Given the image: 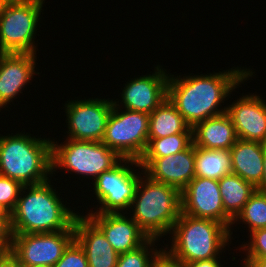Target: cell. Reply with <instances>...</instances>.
I'll list each match as a JSON object with an SVG mask.
<instances>
[{
	"instance_id": "4",
	"label": "cell",
	"mask_w": 266,
	"mask_h": 267,
	"mask_svg": "<svg viewBox=\"0 0 266 267\" xmlns=\"http://www.w3.org/2000/svg\"><path fill=\"white\" fill-rule=\"evenodd\" d=\"M23 133L0 136V175L23 186L46 182L52 174V140Z\"/></svg>"
},
{
	"instance_id": "27",
	"label": "cell",
	"mask_w": 266,
	"mask_h": 267,
	"mask_svg": "<svg viewBox=\"0 0 266 267\" xmlns=\"http://www.w3.org/2000/svg\"><path fill=\"white\" fill-rule=\"evenodd\" d=\"M22 187L19 181L0 175V204L10 213L16 207Z\"/></svg>"
},
{
	"instance_id": "30",
	"label": "cell",
	"mask_w": 266,
	"mask_h": 267,
	"mask_svg": "<svg viewBox=\"0 0 266 267\" xmlns=\"http://www.w3.org/2000/svg\"><path fill=\"white\" fill-rule=\"evenodd\" d=\"M12 240L11 218H0V248L4 252L11 251Z\"/></svg>"
},
{
	"instance_id": "38",
	"label": "cell",
	"mask_w": 266,
	"mask_h": 267,
	"mask_svg": "<svg viewBox=\"0 0 266 267\" xmlns=\"http://www.w3.org/2000/svg\"><path fill=\"white\" fill-rule=\"evenodd\" d=\"M4 253V251L0 248V256Z\"/></svg>"
},
{
	"instance_id": "31",
	"label": "cell",
	"mask_w": 266,
	"mask_h": 267,
	"mask_svg": "<svg viewBox=\"0 0 266 267\" xmlns=\"http://www.w3.org/2000/svg\"><path fill=\"white\" fill-rule=\"evenodd\" d=\"M0 267H22L17 257L11 252H4L0 256Z\"/></svg>"
},
{
	"instance_id": "5",
	"label": "cell",
	"mask_w": 266,
	"mask_h": 267,
	"mask_svg": "<svg viewBox=\"0 0 266 267\" xmlns=\"http://www.w3.org/2000/svg\"><path fill=\"white\" fill-rule=\"evenodd\" d=\"M143 175L130 205L131 218L148 238L160 240V237L170 234L181 214V192Z\"/></svg>"
},
{
	"instance_id": "14",
	"label": "cell",
	"mask_w": 266,
	"mask_h": 267,
	"mask_svg": "<svg viewBox=\"0 0 266 267\" xmlns=\"http://www.w3.org/2000/svg\"><path fill=\"white\" fill-rule=\"evenodd\" d=\"M155 67L154 73L140 76L125 84L120 104L124 109L151 114L166 98L169 73Z\"/></svg>"
},
{
	"instance_id": "9",
	"label": "cell",
	"mask_w": 266,
	"mask_h": 267,
	"mask_svg": "<svg viewBox=\"0 0 266 267\" xmlns=\"http://www.w3.org/2000/svg\"><path fill=\"white\" fill-rule=\"evenodd\" d=\"M130 164L141 167L138 160L122 159L94 180L93 192L101 205L99 210L91 213H124V210L130 209L141 174H144L143 169L140 174L135 172L137 169L133 170Z\"/></svg>"
},
{
	"instance_id": "37",
	"label": "cell",
	"mask_w": 266,
	"mask_h": 267,
	"mask_svg": "<svg viewBox=\"0 0 266 267\" xmlns=\"http://www.w3.org/2000/svg\"><path fill=\"white\" fill-rule=\"evenodd\" d=\"M160 267H170L167 264L163 263Z\"/></svg>"
},
{
	"instance_id": "26",
	"label": "cell",
	"mask_w": 266,
	"mask_h": 267,
	"mask_svg": "<svg viewBox=\"0 0 266 267\" xmlns=\"http://www.w3.org/2000/svg\"><path fill=\"white\" fill-rule=\"evenodd\" d=\"M238 221L248 224L249 232L266 228V193L256 190L232 224Z\"/></svg>"
},
{
	"instance_id": "20",
	"label": "cell",
	"mask_w": 266,
	"mask_h": 267,
	"mask_svg": "<svg viewBox=\"0 0 266 267\" xmlns=\"http://www.w3.org/2000/svg\"><path fill=\"white\" fill-rule=\"evenodd\" d=\"M232 173L255 188L263 175V143L238 139L230 148Z\"/></svg>"
},
{
	"instance_id": "21",
	"label": "cell",
	"mask_w": 266,
	"mask_h": 267,
	"mask_svg": "<svg viewBox=\"0 0 266 267\" xmlns=\"http://www.w3.org/2000/svg\"><path fill=\"white\" fill-rule=\"evenodd\" d=\"M177 133H192V127L166 98L149 114L148 138H161Z\"/></svg>"
},
{
	"instance_id": "19",
	"label": "cell",
	"mask_w": 266,
	"mask_h": 267,
	"mask_svg": "<svg viewBox=\"0 0 266 267\" xmlns=\"http://www.w3.org/2000/svg\"><path fill=\"white\" fill-rule=\"evenodd\" d=\"M193 145L205 149H230L238 140L227 112L205 119L192 127Z\"/></svg>"
},
{
	"instance_id": "25",
	"label": "cell",
	"mask_w": 266,
	"mask_h": 267,
	"mask_svg": "<svg viewBox=\"0 0 266 267\" xmlns=\"http://www.w3.org/2000/svg\"><path fill=\"white\" fill-rule=\"evenodd\" d=\"M193 143L192 133H177L161 138H148L142 157H166L187 149Z\"/></svg>"
},
{
	"instance_id": "29",
	"label": "cell",
	"mask_w": 266,
	"mask_h": 267,
	"mask_svg": "<svg viewBox=\"0 0 266 267\" xmlns=\"http://www.w3.org/2000/svg\"><path fill=\"white\" fill-rule=\"evenodd\" d=\"M248 244L244 243L241 250L247 251L244 259L266 258V228L250 232Z\"/></svg>"
},
{
	"instance_id": "10",
	"label": "cell",
	"mask_w": 266,
	"mask_h": 267,
	"mask_svg": "<svg viewBox=\"0 0 266 267\" xmlns=\"http://www.w3.org/2000/svg\"><path fill=\"white\" fill-rule=\"evenodd\" d=\"M75 239V230L13 234L11 252L22 267L54 266Z\"/></svg>"
},
{
	"instance_id": "13",
	"label": "cell",
	"mask_w": 266,
	"mask_h": 267,
	"mask_svg": "<svg viewBox=\"0 0 266 267\" xmlns=\"http://www.w3.org/2000/svg\"><path fill=\"white\" fill-rule=\"evenodd\" d=\"M139 165L150 179L181 192L195 177V146L166 157H141Z\"/></svg>"
},
{
	"instance_id": "23",
	"label": "cell",
	"mask_w": 266,
	"mask_h": 267,
	"mask_svg": "<svg viewBox=\"0 0 266 267\" xmlns=\"http://www.w3.org/2000/svg\"><path fill=\"white\" fill-rule=\"evenodd\" d=\"M195 177L220 180L232 173L230 149L195 146Z\"/></svg>"
},
{
	"instance_id": "34",
	"label": "cell",
	"mask_w": 266,
	"mask_h": 267,
	"mask_svg": "<svg viewBox=\"0 0 266 267\" xmlns=\"http://www.w3.org/2000/svg\"><path fill=\"white\" fill-rule=\"evenodd\" d=\"M243 267H266V258L262 259H243Z\"/></svg>"
},
{
	"instance_id": "3",
	"label": "cell",
	"mask_w": 266,
	"mask_h": 267,
	"mask_svg": "<svg viewBox=\"0 0 266 267\" xmlns=\"http://www.w3.org/2000/svg\"><path fill=\"white\" fill-rule=\"evenodd\" d=\"M171 234L173 235L171 248L166 247L163 251L164 263L170 267H181L200 260L218 259L219 254L224 248L226 249L225 246L231 240L230 230L224 224L183 213L175 222Z\"/></svg>"
},
{
	"instance_id": "35",
	"label": "cell",
	"mask_w": 266,
	"mask_h": 267,
	"mask_svg": "<svg viewBox=\"0 0 266 267\" xmlns=\"http://www.w3.org/2000/svg\"><path fill=\"white\" fill-rule=\"evenodd\" d=\"M0 218H11V213L0 204Z\"/></svg>"
},
{
	"instance_id": "33",
	"label": "cell",
	"mask_w": 266,
	"mask_h": 267,
	"mask_svg": "<svg viewBox=\"0 0 266 267\" xmlns=\"http://www.w3.org/2000/svg\"><path fill=\"white\" fill-rule=\"evenodd\" d=\"M256 190L266 193V142L263 143V175L260 184L256 187Z\"/></svg>"
},
{
	"instance_id": "15",
	"label": "cell",
	"mask_w": 266,
	"mask_h": 267,
	"mask_svg": "<svg viewBox=\"0 0 266 267\" xmlns=\"http://www.w3.org/2000/svg\"><path fill=\"white\" fill-rule=\"evenodd\" d=\"M125 214L130 213H90L89 210L85 215L118 254L135 250L149 239L138 224Z\"/></svg>"
},
{
	"instance_id": "36",
	"label": "cell",
	"mask_w": 266,
	"mask_h": 267,
	"mask_svg": "<svg viewBox=\"0 0 266 267\" xmlns=\"http://www.w3.org/2000/svg\"><path fill=\"white\" fill-rule=\"evenodd\" d=\"M11 0H0V16L3 14L6 6Z\"/></svg>"
},
{
	"instance_id": "16",
	"label": "cell",
	"mask_w": 266,
	"mask_h": 267,
	"mask_svg": "<svg viewBox=\"0 0 266 267\" xmlns=\"http://www.w3.org/2000/svg\"><path fill=\"white\" fill-rule=\"evenodd\" d=\"M238 139L266 142V102L259 95H242L226 105Z\"/></svg>"
},
{
	"instance_id": "24",
	"label": "cell",
	"mask_w": 266,
	"mask_h": 267,
	"mask_svg": "<svg viewBox=\"0 0 266 267\" xmlns=\"http://www.w3.org/2000/svg\"><path fill=\"white\" fill-rule=\"evenodd\" d=\"M157 240L149 238L137 249L119 254L116 267H160L164 263V249L152 247H157Z\"/></svg>"
},
{
	"instance_id": "39",
	"label": "cell",
	"mask_w": 266,
	"mask_h": 267,
	"mask_svg": "<svg viewBox=\"0 0 266 267\" xmlns=\"http://www.w3.org/2000/svg\"><path fill=\"white\" fill-rule=\"evenodd\" d=\"M32 267H52V266H32Z\"/></svg>"
},
{
	"instance_id": "12",
	"label": "cell",
	"mask_w": 266,
	"mask_h": 267,
	"mask_svg": "<svg viewBox=\"0 0 266 267\" xmlns=\"http://www.w3.org/2000/svg\"><path fill=\"white\" fill-rule=\"evenodd\" d=\"M181 213L220 222L230 230V237L233 234V219L224 211L218 180L194 177L181 191Z\"/></svg>"
},
{
	"instance_id": "1",
	"label": "cell",
	"mask_w": 266,
	"mask_h": 267,
	"mask_svg": "<svg viewBox=\"0 0 266 267\" xmlns=\"http://www.w3.org/2000/svg\"><path fill=\"white\" fill-rule=\"evenodd\" d=\"M252 75L250 69H241L238 66L235 69L209 75L195 74L181 78L180 75L175 77L170 74L167 98L193 127L198 122L225 113L227 107L222 108L221 103H224L225 98H228L239 84L244 83L243 81Z\"/></svg>"
},
{
	"instance_id": "17",
	"label": "cell",
	"mask_w": 266,
	"mask_h": 267,
	"mask_svg": "<svg viewBox=\"0 0 266 267\" xmlns=\"http://www.w3.org/2000/svg\"><path fill=\"white\" fill-rule=\"evenodd\" d=\"M36 54L0 53V108L13 102L25 84L33 78L36 65ZM4 106V107H3Z\"/></svg>"
},
{
	"instance_id": "18",
	"label": "cell",
	"mask_w": 266,
	"mask_h": 267,
	"mask_svg": "<svg viewBox=\"0 0 266 267\" xmlns=\"http://www.w3.org/2000/svg\"><path fill=\"white\" fill-rule=\"evenodd\" d=\"M74 230L75 240L83 248L89 267H116L119 254L85 215L75 218Z\"/></svg>"
},
{
	"instance_id": "22",
	"label": "cell",
	"mask_w": 266,
	"mask_h": 267,
	"mask_svg": "<svg viewBox=\"0 0 266 267\" xmlns=\"http://www.w3.org/2000/svg\"><path fill=\"white\" fill-rule=\"evenodd\" d=\"M224 211L234 220L256 188L239 175L230 173L218 180Z\"/></svg>"
},
{
	"instance_id": "2",
	"label": "cell",
	"mask_w": 266,
	"mask_h": 267,
	"mask_svg": "<svg viewBox=\"0 0 266 267\" xmlns=\"http://www.w3.org/2000/svg\"><path fill=\"white\" fill-rule=\"evenodd\" d=\"M50 180L22 187L11 213L13 234L74 230V221L79 214L64 205Z\"/></svg>"
},
{
	"instance_id": "28",
	"label": "cell",
	"mask_w": 266,
	"mask_h": 267,
	"mask_svg": "<svg viewBox=\"0 0 266 267\" xmlns=\"http://www.w3.org/2000/svg\"><path fill=\"white\" fill-rule=\"evenodd\" d=\"M52 267H89L86 254L74 239L64 250L61 259Z\"/></svg>"
},
{
	"instance_id": "7",
	"label": "cell",
	"mask_w": 266,
	"mask_h": 267,
	"mask_svg": "<svg viewBox=\"0 0 266 267\" xmlns=\"http://www.w3.org/2000/svg\"><path fill=\"white\" fill-rule=\"evenodd\" d=\"M44 0H11L0 16V53L36 54L35 35Z\"/></svg>"
},
{
	"instance_id": "11",
	"label": "cell",
	"mask_w": 266,
	"mask_h": 267,
	"mask_svg": "<svg viewBox=\"0 0 266 267\" xmlns=\"http://www.w3.org/2000/svg\"><path fill=\"white\" fill-rule=\"evenodd\" d=\"M113 100L90 98L65 103L68 139L101 141L108 117L113 109Z\"/></svg>"
},
{
	"instance_id": "8",
	"label": "cell",
	"mask_w": 266,
	"mask_h": 267,
	"mask_svg": "<svg viewBox=\"0 0 266 267\" xmlns=\"http://www.w3.org/2000/svg\"><path fill=\"white\" fill-rule=\"evenodd\" d=\"M117 103L114 101L101 142L121 158L139 161L148 144L149 114L127 109L120 112Z\"/></svg>"
},
{
	"instance_id": "6",
	"label": "cell",
	"mask_w": 266,
	"mask_h": 267,
	"mask_svg": "<svg viewBox=\"0 0 266 267\" xmlns=\"http://www.w3.org/2000/svg\"><path fill=\"white\" fill-rule=\"evenodd\" d=\"M65 144L51 141L52 174L65 169L94 178L111 170L123 158L101 141H80L66 138Z\"/></svg>"
},
{
	"instance_id": "32",
	"label": "cell",
	"mask_w": 266,
	"mask_h": 267,
	"mask_svg": "<svg viewBox=\"0 0 266 267\" xmlns=\"http://www.w3.org/2000/svg\"><path fill=\"white\" fill-rule=\"evenodd\" d=\"M181 267H223L218 259H207L195 262H190Z\"/></svg>"
}]
</instances>
